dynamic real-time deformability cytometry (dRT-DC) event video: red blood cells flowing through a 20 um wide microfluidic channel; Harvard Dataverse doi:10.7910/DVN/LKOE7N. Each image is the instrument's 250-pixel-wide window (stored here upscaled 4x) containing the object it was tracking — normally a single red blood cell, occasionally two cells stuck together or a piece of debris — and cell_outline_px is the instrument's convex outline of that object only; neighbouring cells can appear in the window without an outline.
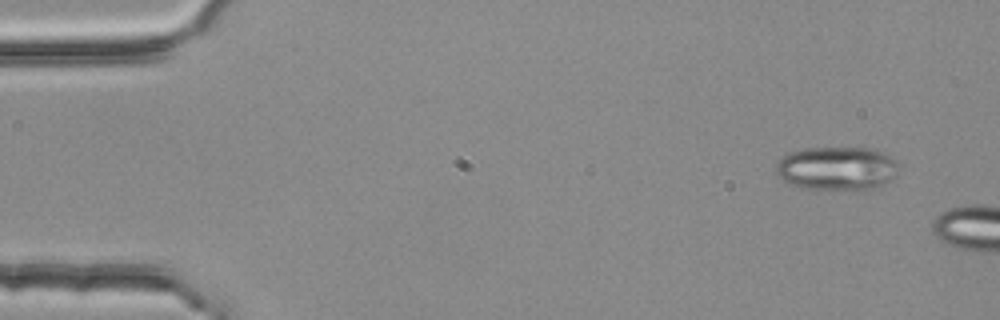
{"species": "common noctule bat (a hibernating species)", "species_latin": "Nyctalus noctula", "temperature_condition": "room temperature", "stored_images_in_passage": 4, "camera_frame_rate_fps": 3000, "um_per_image_px": 0.085, "animal": {"sex": "female", "body_mass_g": 25.1}, "frame": {"image": 1, "passage_image": 1, "time_ms": 0.0, "image_size_px": [1000, 320], "cell_outline_px": [[896, 172], [884, 184], [868, 188], [800, 188], [788, 184], [776, 172], [776, 164], [788, 152], [804, 148], [872, 148], [892, 156], [896, 160]], "centroid_in_image_um": [71.09, 14.28], "position_along_channel_um": 13.9, "area_um2": 30.58}}